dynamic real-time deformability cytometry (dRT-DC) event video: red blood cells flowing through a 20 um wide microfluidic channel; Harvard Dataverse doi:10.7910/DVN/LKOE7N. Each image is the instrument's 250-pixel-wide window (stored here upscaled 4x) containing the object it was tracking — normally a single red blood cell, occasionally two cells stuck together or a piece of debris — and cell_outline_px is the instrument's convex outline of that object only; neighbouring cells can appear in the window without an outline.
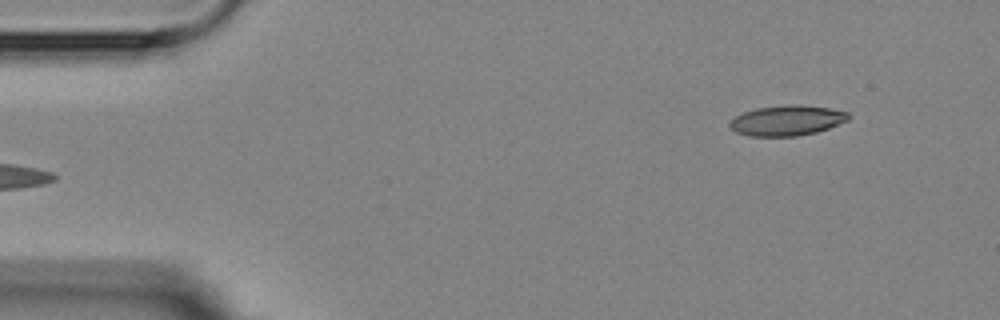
{"species": "Egyptian fruit bat (a non-hibernating species)", "species_latin": "Rousettus aegyptiacus", "temperature_condition": "room temperature", "stored_images_in_passage": 5, "segment_of_instrument_passage": [2, 2], "camera_frame_rate_fps": 3000, "um_per_image_px": 0.085, "animal": {"sex": "female"}, "frame": {"image": 1, "passage_image": 5, "time_ms": 5.333, "image_size_px": [1000, 320], "cell_outline_px": [[848, 120], [828, 128], [816, 132], [796, 136], [748, 136], [736, 132], [728, 124], [736, 116], [744, 112], [756, 108], [828, 108], [848, 112]], "centroid_in_image_um": [66.85, 10.31], "position_along_channel_um": 18.2, "area_um2": 19.59}}